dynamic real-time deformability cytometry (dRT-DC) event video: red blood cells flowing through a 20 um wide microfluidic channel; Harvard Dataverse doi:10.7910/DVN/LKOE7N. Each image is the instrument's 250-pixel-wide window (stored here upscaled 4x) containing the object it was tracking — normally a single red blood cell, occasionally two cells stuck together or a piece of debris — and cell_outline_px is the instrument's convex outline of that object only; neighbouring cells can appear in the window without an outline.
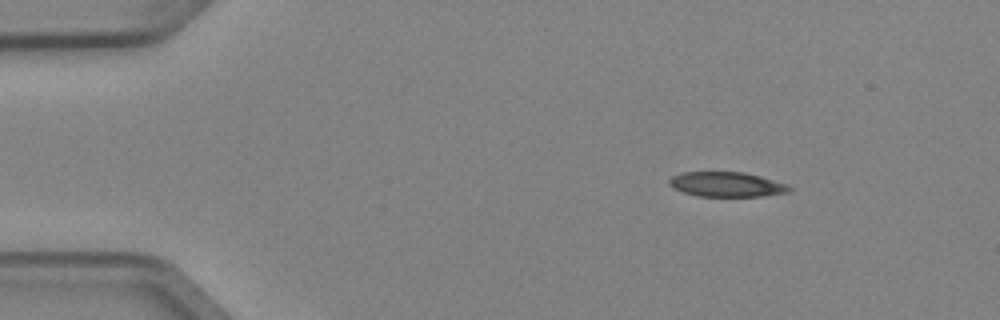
{"species": "Egyptian fruit bat (a non-hibernating species)", "species_latin": "Rousettus aegyptiacus", "temperature_condition": "cold", "stored_images_in_passage": 4, "camera_frame_rate_fps": 3000, "um_per_image_px": 0.085, "animal": {"sex": "female"}, "frame": {"image": 1, "passage_image": 1, "time_ms": 0.0, "image_size_px": [1000, 320], "cell_outline_px": [[792, 192], [764, 196], [696, 196], [672, 188], [668, 184], [668, 180], [672, 176], [680, 172], [744, 172], [760, 176], [788, 184], [792, 188]], "centroid_in_image_um": [61.77, 15.67], "position_along_channel_um": 23.2, "area_um2": 17.57}}
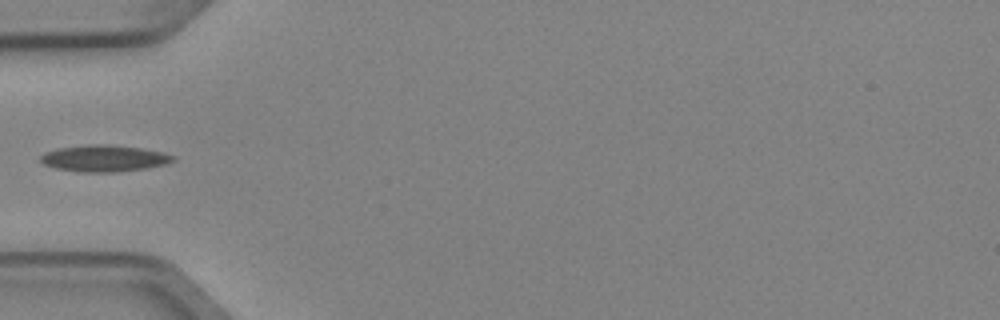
{"frame": {"image": 2, "passage_image": 4, "time_ms": 1.0, "image_size_px": [1000, 320], "cell_outline_px": [[176, 160], [168, 164], [148, 168], [116, 172], [80, 172], [56, 168], [44, 164], [40, 160], [40, 156], [44, 152], [56, 148], [88, 144], [108, 144], [140, 148], [164, 152], [176, 156]], "centroid_in_image_um": [8.88, 13.45], "position_along_channel_um": 76.1, "area_um2": 20.81}}